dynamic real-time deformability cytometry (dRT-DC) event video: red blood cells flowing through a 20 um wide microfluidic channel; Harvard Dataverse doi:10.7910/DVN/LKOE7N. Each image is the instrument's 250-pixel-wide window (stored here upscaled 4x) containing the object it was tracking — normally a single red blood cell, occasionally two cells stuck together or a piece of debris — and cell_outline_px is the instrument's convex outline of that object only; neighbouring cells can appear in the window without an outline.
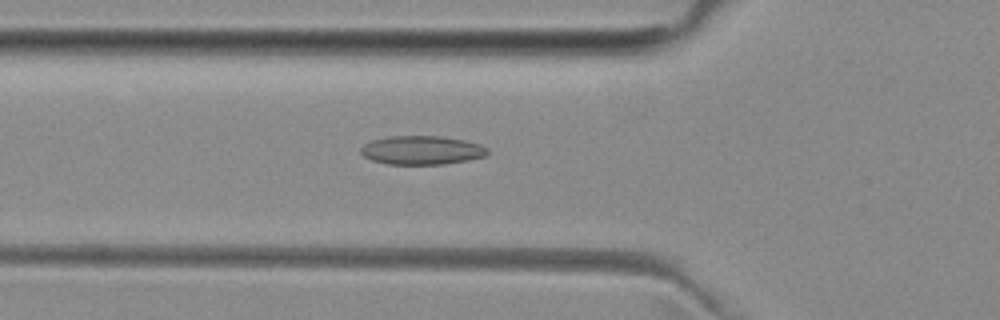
{"species": "common noctule bat (a hibernating species)", "species_latin": "Nyctalus noctula", "temperature_condition": "room temperature", "stored_images_in_passage": 32, "camera_frame_rate_fps": 3000, "um_per_image_px": 0.085, "animal": {"sex": "female", "body_mass_g": 29.2, "forearm_length_mm": 56.3}, "frame": {"image": 1, "passage_image": 7, "time_ms": 2.0, "image_size_px": [1000, 320], "cell_outline_px": [[488, 152], [484, 156], [468, 160], [444, 164], [388, 164], [372, 160], [364, 156], [360, 152], [360, 148], [364, 144], [372, 140], [388, 136], [444, 136], [464, 140], [480, 144], [488, 148]], "centroid_in_image_um": [35.84, 12.76], "position_along_channel_um": 90.0, "area_um2": 21.27}}
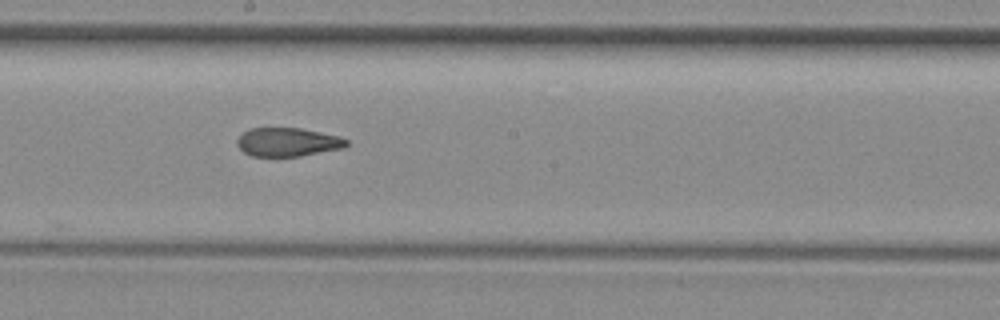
{"frame": {"image": 2, "passage_image": 17, "time_ms": 5.333, "image_size_px": [1000, 320], "cell_outline_px": [[348, 144], [344, 148], [300, 156], [252, 156], [244, 152], [236, 144], [236, 140], [248, 128], [300, 128], [340, 136], [348, 140]], "centroid_in_image_um": [24.46, 12.07], "position_along_channel_um": 223.7, "area_um2": 18.26}}
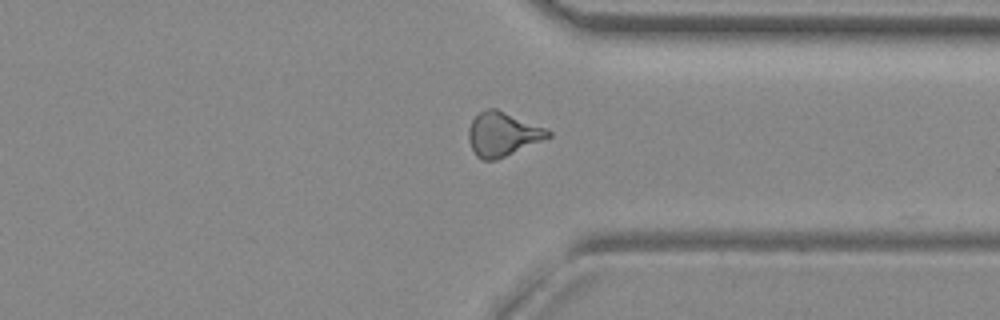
{"frame": {"image": 3, "passage_image": 28, "time_ms": 9.0, "image_size_px": [1000, 320], "cell_outline_px": [[552, 136], [544, 140], [496, 160], [480, 160], [476, 156], [468, 140], [468, 128], [472, 120], [480, 112], [488, 108], [496, 108], [544, 128], [552, 132]], "centroid_in_image_um": [42.7, 11.42], "position_along_channel_um": 368.7, "area_um2": 20.29}, "authors_computed_cell_mechanics": {"area_um2": 19.6231, "velocity_mm_per_s": 4.0036, "shape_relaxation_time_tau1_ms": null, "shape_relaxation_time_tau2_ms": 2.0797, "deformation_change_tau1": null, "deformation_change_tau2": 0.0872}}